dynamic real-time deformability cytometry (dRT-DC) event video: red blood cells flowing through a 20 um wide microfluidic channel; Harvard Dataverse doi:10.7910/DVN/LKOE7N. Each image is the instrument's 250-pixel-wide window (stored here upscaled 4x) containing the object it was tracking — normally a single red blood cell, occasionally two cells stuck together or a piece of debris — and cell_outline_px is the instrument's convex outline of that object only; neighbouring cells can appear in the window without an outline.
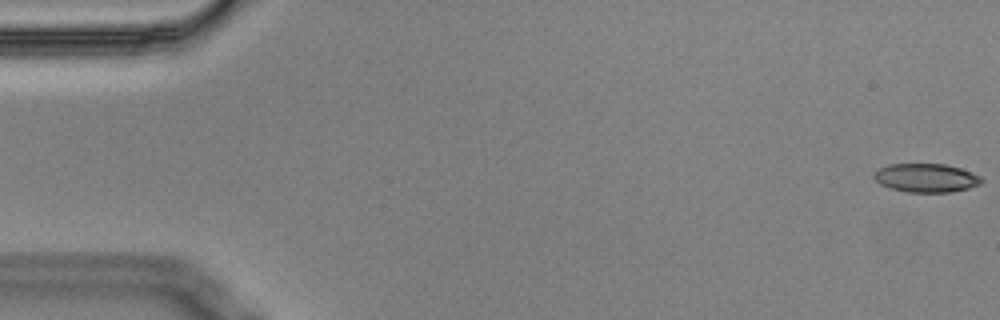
{"species": "Egyptian fruit bat (a non-hibernating species)", "species_latin": "Rousettus aegyptiacus", "temperature_condition": "cold", "stored_images_in_passage": 4, "camera_frame_rate_fps": 3000, "um_per_image_px": 0.085, "animal": {"sex": "male"}, "frame": {"image": 1, "passage_image": 1, "time_ms": 0.0, "image_size_px": [1000, 320], "cell_outline_px": [[984, 180], [980, 184], [968, 188], [952, 192], [908, 192], [892, 188], [880, 184], [872, 176], [872, 172], [888, 164], [944, 164], [960, 168], [980, 176]], "centroid_in_image_um": [78.7, 15.12], "position_along_channel_um": 6.3, "area_um2": 17.92}}
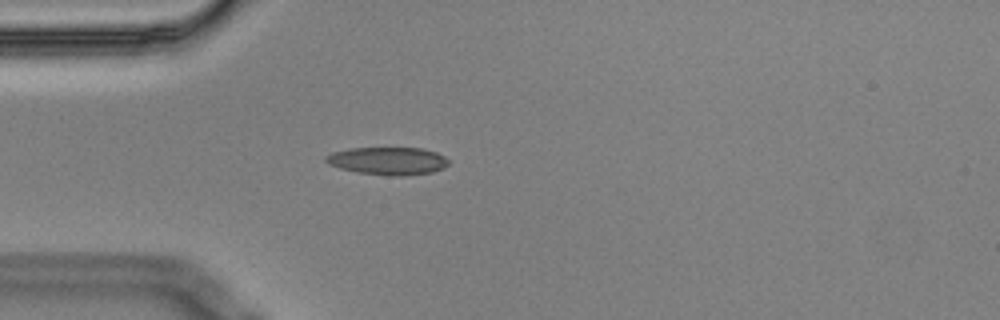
{"frame": {"image": 2, "passage_image": 4, "time_ms": 1.0, "image_size_px": [1000, 320], "cell_outline_px": [[448, 164], [444, 168], [432, 172], [400, 176], [396, 176], [356, 172], [340, 168], [328, 164], [324, 160], [324, 156], [332, 152], [352, 148], [424, 148], [436, 152], [444, 156], [448, 160]], "centroid_in_image_um": [32.96, 13.67], "position_along_channel_um": 52.0, "area_um2": 19.83}}